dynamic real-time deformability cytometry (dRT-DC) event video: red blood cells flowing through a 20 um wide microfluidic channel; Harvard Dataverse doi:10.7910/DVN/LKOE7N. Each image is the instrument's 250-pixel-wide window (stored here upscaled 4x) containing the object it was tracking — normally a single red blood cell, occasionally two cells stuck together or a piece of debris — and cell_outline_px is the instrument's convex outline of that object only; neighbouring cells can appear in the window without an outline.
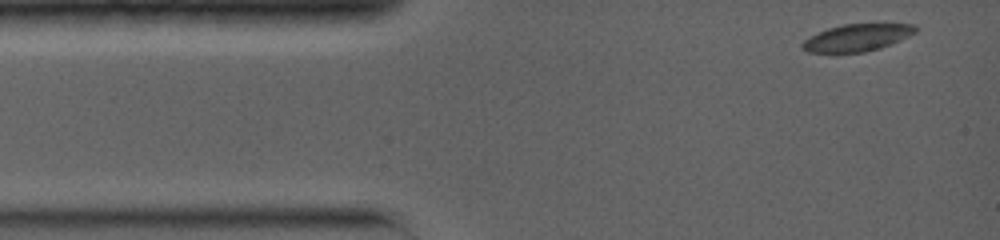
{"species": "common noctule bat (a hibernating species)", "species_latin": "Nyctalus noctula", "temperature_condition": "warm", "stored_images_in_passage": 35, "camera_frame_rate_fps": 5000, "um_per_image_px": 0.085, "animal": {"sex": "female", "body_mass_g": 19.0, "forearm_length_mm": 56.7}, "frame": {"image": 1, "passage_image": 1, "time_ms": 0.0, "image_size_px": [1000, 240], "cell_outline_px": [[920, 28], [916, 32], [908, 36], [880, 48], [864, 52], [808, 52], [800, 48], [800, 44], [804, 40], [828, 28], [844, 24], [916, 24]], "centroid_in_image_um": [72.86, 3.19], "position_along_channel_um": 12.1, "area_um2": 17.69}}
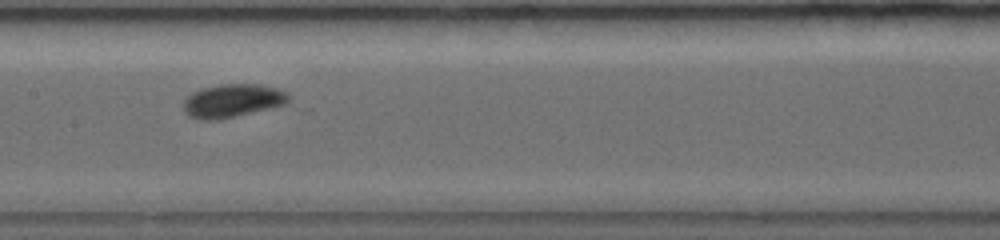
{"frame": {"image": 2, "passage_image": 14, "time_ms": 6.0, "image_size_px": [1000, 240], "cell_outline_px": [[292, 100], [284, 104], [220, 120], [196, 120], [188, 116], [184, 112], [184, 100], [192, 92], [204, 88], [220, 84], [256, 84], [276, 88], [288, 92], [292, 96]], "centroid_in_image_um": [19.76, 8.57], "position_along_channel_um": 187.6, "area_um2": 20.52}}
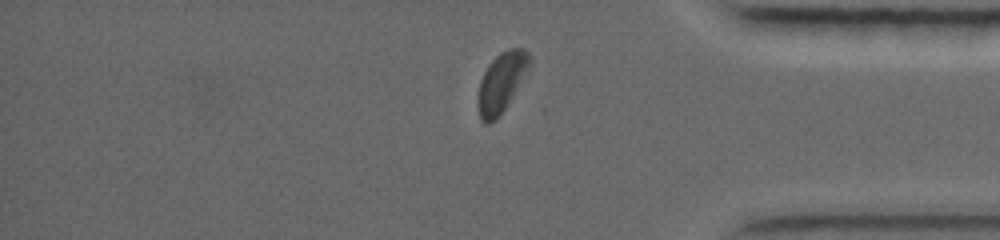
{"frame": {"image": 3, "passage_image": 31, "time_ms": 11.6, "image_size_px": [1000, 240], "cell_outline_px": [[532, 60], [512, 96], [496, 120], [488, 124], [484, 124], [480, 120], [476, 104], [476, 96], [480, 80], [488, 64], [500, 52], [508, 48], [524, 48], [532, 56]], "centroid_in_image_um": [42.57, 7.0], "position_along_channel_um": 392.6, "area_um2": 17.98}, "authors_computed_cell_mechanics": {"area_um2": 18.9006, "velocity_mm_per_s": 3.9121, "shape_relaxation_time_tau1_ms": 8.0088, "shape_relaxation_time_tau2_ms": null, "deformation_change_tau1": 0.1988, "deformation_change_tau2": null}}